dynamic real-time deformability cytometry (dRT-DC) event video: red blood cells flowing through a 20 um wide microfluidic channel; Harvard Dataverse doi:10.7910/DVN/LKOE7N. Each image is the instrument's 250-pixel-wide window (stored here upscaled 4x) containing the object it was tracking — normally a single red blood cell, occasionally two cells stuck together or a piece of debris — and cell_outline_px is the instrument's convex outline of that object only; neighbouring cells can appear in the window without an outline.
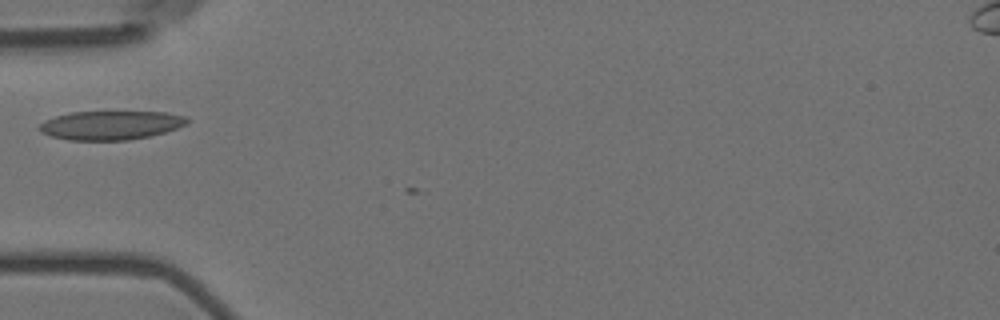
{"species": "Egyptian fruit bat (a non-hibernating species)", "species_latin": "Rousettus aegyptiacus", "temperature_condition": "room temperature", "stored_images_in_passage": 4, "camera_frame_rate_fps": 3000, "um_per_image_px": 0.085, "animal": {"sex": "female"}, "frame": {"image": 1, "passage_image": 2, "time_ms": 0.333, "image_size_px": [1000, 320], "cell_outline_px": [[188, 124], [164, 132], [148, 136], [128, 140], [68, 140], [52, 136], [40, 132], [36, 128], [44, 120], [56, 116], [72, 112], [164, 112], [184, 116], [188, 120]], "centroid_in_image_um": [9.37, 10.64], "position_along_channel_um": 75.6, "area_um2": 24.74}}